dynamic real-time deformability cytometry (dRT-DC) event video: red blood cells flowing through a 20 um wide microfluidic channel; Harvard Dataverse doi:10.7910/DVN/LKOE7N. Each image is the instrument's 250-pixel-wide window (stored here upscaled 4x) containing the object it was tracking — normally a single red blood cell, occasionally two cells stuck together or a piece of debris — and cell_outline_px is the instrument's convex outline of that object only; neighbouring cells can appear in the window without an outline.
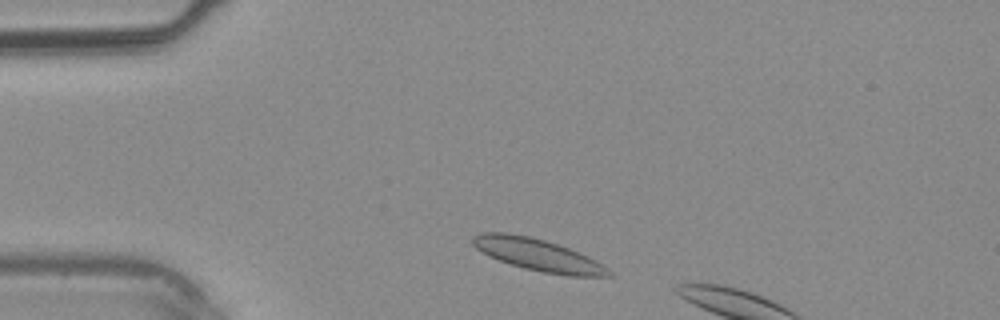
{"species": "common noctule bat (a hibernating species)", "species_latin": "Nyctalus noctula", "temperature_condition": "warm", "stored_images_in_passage": 5, "camera_frame_rate_fps": 3000, "um_per_image_px": 0.085, "animal": {"sex": "male", "body_mass_g": 20.4}, "frame": {"image": 1, "passage_image": 3, "time_ms": 0.667, "image_size_px": [1000, 320], "cell_outline_px": [[612, 276], [568, 276], [544, 272], [524, 268], [488, 256], [476, 248], [472, 244], [472, 236], [480, 232], [508, 232], [528, 236], [544, 240], [580, 252], [596, 260], [608, 268], [612, 272]], "centroid_in_image_um": [45.71, 21.65], "position_along_channel_um": 39.3, "area_um2": 25.32}}